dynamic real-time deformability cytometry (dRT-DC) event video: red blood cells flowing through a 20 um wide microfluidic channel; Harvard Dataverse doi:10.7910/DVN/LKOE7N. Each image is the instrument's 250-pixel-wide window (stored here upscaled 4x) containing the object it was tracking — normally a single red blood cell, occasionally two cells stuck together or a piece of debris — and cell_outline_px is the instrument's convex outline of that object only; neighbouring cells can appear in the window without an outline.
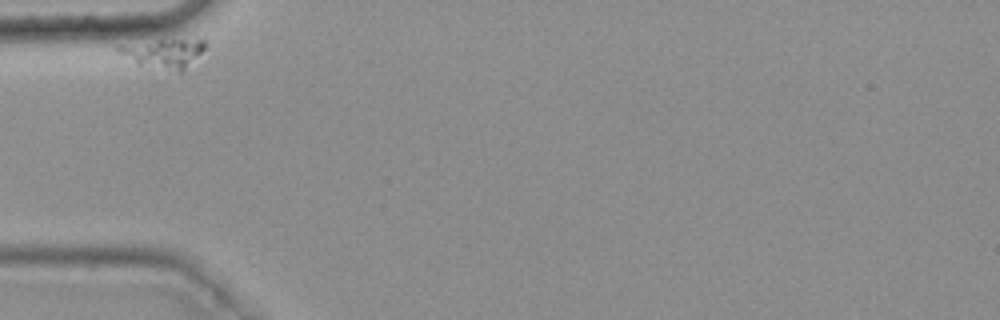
{"species": "common noctule bat (a hibernating species)", "species_latin": "Nyctalus noctula", "temperature_condition": "warm", "stored_images_in_passage": 37, "camera_frame_rate_fps": 3000, "um_per_image_px": 0.085, "animal": {"sex": "female", "body_mass_g": 25.1}, "frame": {"image": 1, "passage_image": 1, "time_ms": 0.0, "image_size_px": [1000, 320], "cell_outline_px": [[208, 44], [180, 72], [176, 72], [136, 64], [116, 52], [116, 48], [120, 44], [160, 40], [204, 40]], "centroid_in_image_um": [13.82, 4.52], "position_along_channel_um": 71.2, "area_um2": 14.45}}
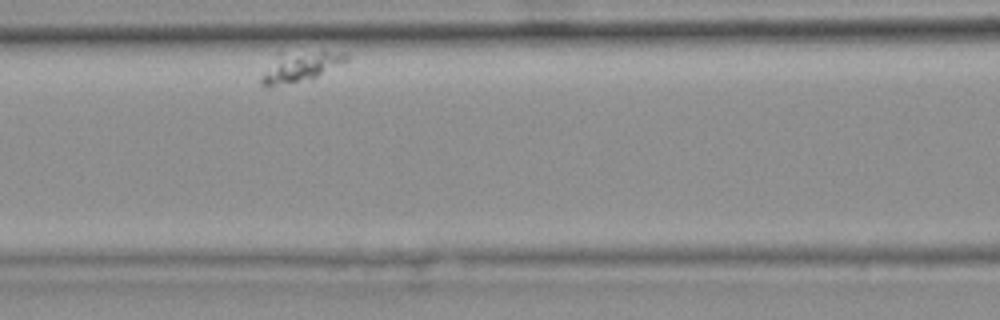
{"frame": {"image": 2, "passage_image": 10, "time_ms": 3.0, "image_size_px": [1000, 320], "cell_outline_px": [[348, 60], [312, 80], [268, 88], [260, 84], [260, 80], [280, 52], [348, 52]], "centroid_in_image_um": [25.56, 5.71], "position_along_channel_um": 141.0, "area_um2": 14.8}}
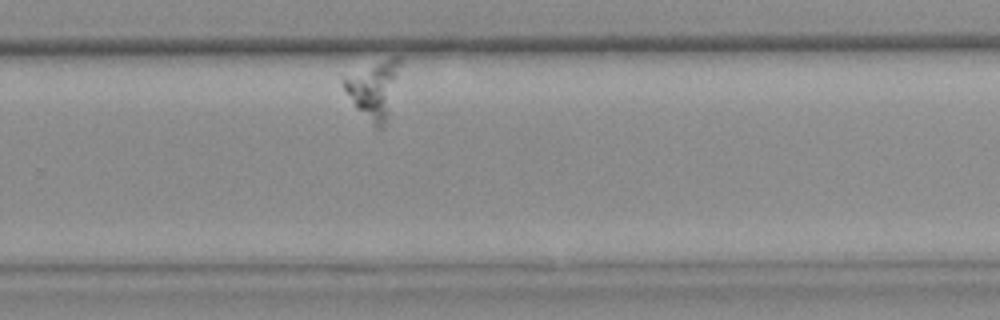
{"frame": {"image": 3, "passage_image": 28, "time_ms": 9.0, "image_size_px": [1000, 320], "cell_outline_px": [[404, 60], [388, 116], [384, 128], [376, 128], [356, 108], [344, 88], [344, 76], [392, 56], [400, 56]], "centroid_in_image_um": [31.86, 7.57], "position_along_channel_um": 297.9, "area_um2": 18.84}}